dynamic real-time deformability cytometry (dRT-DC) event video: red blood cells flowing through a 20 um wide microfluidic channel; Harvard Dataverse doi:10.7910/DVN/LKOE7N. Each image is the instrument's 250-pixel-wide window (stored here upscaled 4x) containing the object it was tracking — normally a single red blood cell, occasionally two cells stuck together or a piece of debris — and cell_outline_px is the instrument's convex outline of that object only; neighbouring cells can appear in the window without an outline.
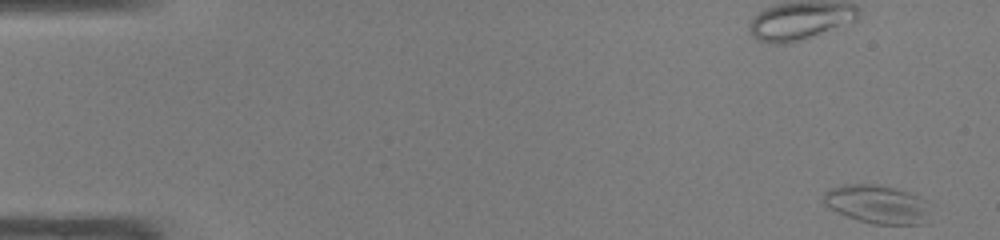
{"species": "common noctule bat (a hibernating species)", "species_latin": "Nyctalus noctula", "temperature_condition": "warm", "stored_images_in_passage": 49, "camera_frame_rate_fps": 3000, "um_per_image_px": 0.085, "animal": {"sex": "male", "body_mass_g": 19.0, "forearm_length_mm": 50.8}, "frame": {"image": 1, "passage_image": 1, "time_ms": 0.0, "image_size_px": [1000, 240], "cell_outline_px": [[928, 224], [872, 224], [836, 212], [828, 208], [824, 204], [824, 192], [832, 188], [844, 184], [872, 184], [892, 188], [928, 200]], "centroid_in_image_um": [74.56, 17.38], "position_along_channel_um": 10.4, "area_um2": 23.76}}
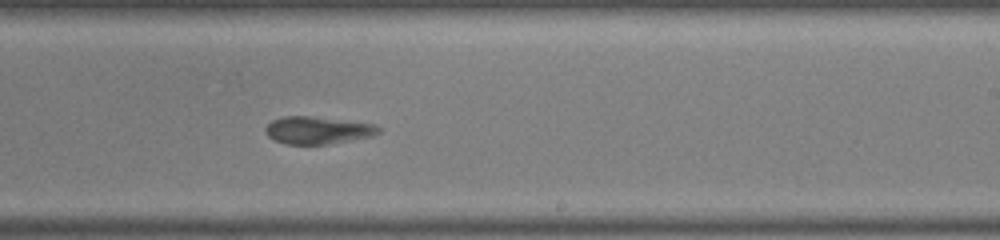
{"frame": {"image": 2, "passage_image": 30, "time_ms": 9.667, "image_size_px": [1000, 240], "cell_outline_px": [[380, 132], [372, 136], [328, 144], [284, 144], [272, 140], [268, 136], [264, 128], [272, 120], [284, 116], [308, 116], [372, 124], [380, 128]], "centroid_in_image_um": [26.94, 11.08], "position_along_channel_um": 262.1, "area_um2": 17.86}}
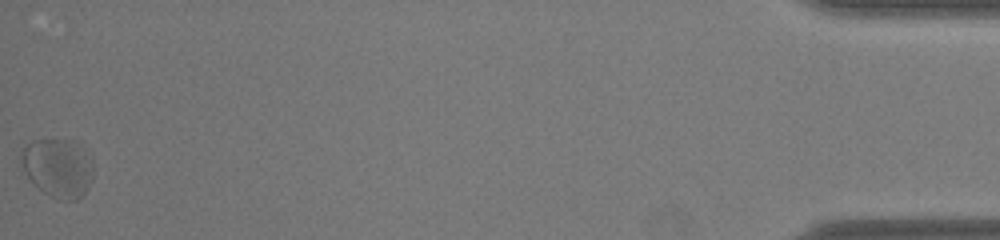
{"frame": {"image": 3, "passage_image": 49, "time_ms": 16.0, "image_size_px": [1000, 240], "cell_outline_px": [[92, 176], [84, 192], [76, 200], [56, 200], [44, 192], [28, 176], [20, 160], [20, 148], [32, 140], [76, 140], [92, 156]], "centroid_in_image_um": [4.93, 14.22], "position_along_channel_um": 430.3, "area_um2": 24.74}}